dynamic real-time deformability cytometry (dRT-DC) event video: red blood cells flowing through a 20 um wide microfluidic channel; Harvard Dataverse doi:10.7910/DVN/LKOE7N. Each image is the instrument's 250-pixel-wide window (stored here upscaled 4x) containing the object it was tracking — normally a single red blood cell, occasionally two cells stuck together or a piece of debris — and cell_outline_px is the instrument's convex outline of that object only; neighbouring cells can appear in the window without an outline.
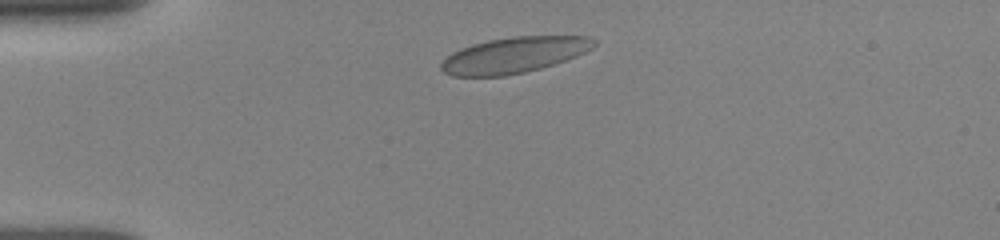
{"species": "human", "species_latin": "Homo sapiens", "temperature_condition": "room temperature", "stored_images_in_passage": 29, "camera_frame_rate_fps": 3000, "um_per_image_px": 0.085, "donor": {"sex": "female"}, "frame": {"image": 1, "passage_image": 1, "time_ms": 0.0, "image_size_px": [1000, 240], "cell_outline_px": [[596, 44], [592, 48], [576, 56], [540, 68], [524, 72], [504, 76], [452, 76], [444, 72], [440, 68], [440, 64], [452, 52], [460, 48], [472, 44], [488, 40], [512, 36], [588, 36], [596, 40]], "centroid_in_image_um": [43.67, 4.67], "position_along_channel_um": 41.3, "area_um2": 31.79}}
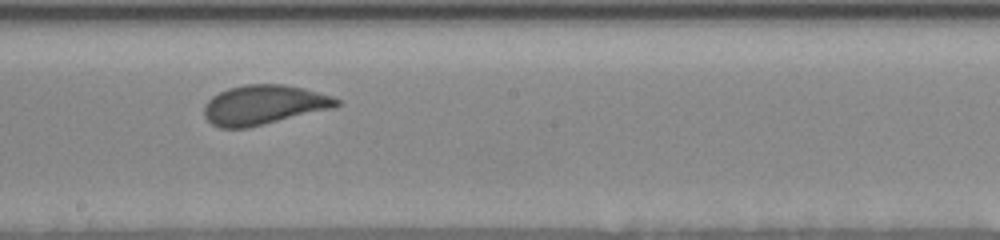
{"frame": {"image": 2, "passage_image": 13, "time_ms": 5.667, "image_size_px": [1000, 240], "cell_outline_px": [[340, 104], [336, 108], [248, 128], [220, 128], [212, 124], [204, 116], [204, 104], [212, 96], [228, 88], [244, 84], [284, 84], [304, 88], [332, 96], [340, 100]], "centroid_in_image_um": [22.44, 8.92], "position_along_channel_um": 225.8, "area_um2": 30.87}}
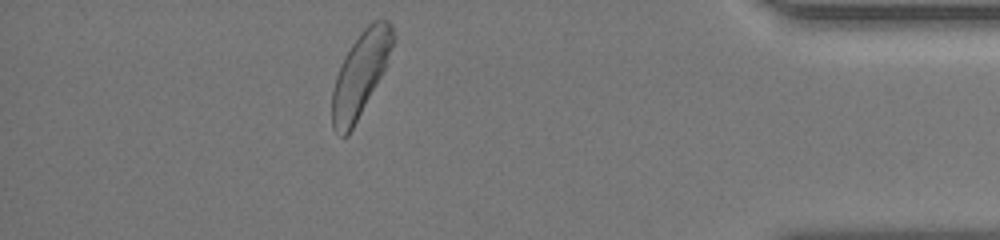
{"frame": {"image": 3, "passage_image": 25, "time_ms": 11.333, "image_size_px": [1000, 240], "cell_outline_px": [[396, 36], [384, 68], [380, 76], [348, 136], [340, 136], [332, 128], [332, 92], [336, 76], [340, 64], [344, 56], [360, 32], [372, 20], [388, 20], [392, 24]], "centroid_in_image_um": [30.62, 6.26], "position_along_channel_um": 404.6, "area_um2": 29.25}, "authors_computed_cell_mechanics": {"area_um2": 30.5762, "velocity_mm_per_s": 3.8151, "shape_relaxation_time_tau1_ms": 2.7178, "shape_relaxation_time_tau2_ms": null, "deformation_change_tau1": 0.0962, "deformation_change_tau2": null}}